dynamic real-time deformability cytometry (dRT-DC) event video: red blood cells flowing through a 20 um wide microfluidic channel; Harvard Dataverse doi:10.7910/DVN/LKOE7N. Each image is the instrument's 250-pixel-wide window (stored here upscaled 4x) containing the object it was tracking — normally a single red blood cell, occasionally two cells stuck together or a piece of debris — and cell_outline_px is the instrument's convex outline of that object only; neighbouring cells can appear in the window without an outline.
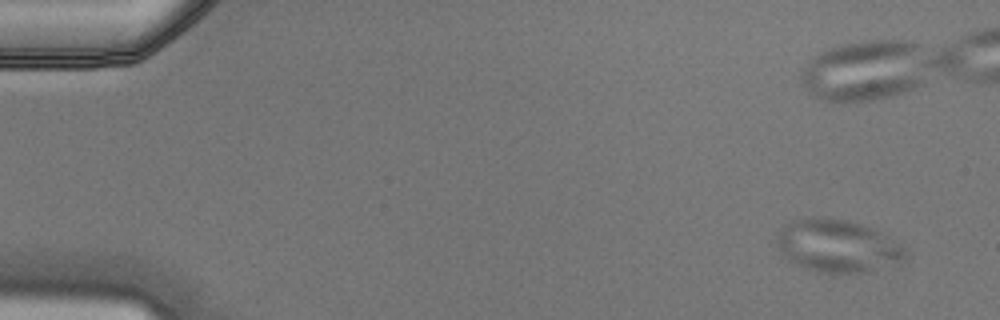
{"species": "Egyptian fruit bat (a non-hibernating species)", "species_latin": "Rousettus aegyptiacus", "temperature_condition": "cold", "stored_images_in_passage": 6, "camera_frame_rate_fps": 3000, "um_per_image_px": 0.085, "animal": {"sex": "male"}, "frame": {"image": 1, "passage_image": 1, "time_ms": 0.0, "image_size_px": [1000, 320], "cell_outline_px": [[908, 256], [900, 260], [860, 272], [824, 272], [804, 268], [788, 260], [780, 252], [776, 244], [776, 236], [780, 228], [784, 224], [792, 220], [808, 216], [816, 216], [844, 220], [860, 224], [876, 232], [904, 248], [908, 252]], "centroid_in_image_um": [71.03, 20.87], "position_along_channel_um": 14.0, "area_um2": 38.38}}